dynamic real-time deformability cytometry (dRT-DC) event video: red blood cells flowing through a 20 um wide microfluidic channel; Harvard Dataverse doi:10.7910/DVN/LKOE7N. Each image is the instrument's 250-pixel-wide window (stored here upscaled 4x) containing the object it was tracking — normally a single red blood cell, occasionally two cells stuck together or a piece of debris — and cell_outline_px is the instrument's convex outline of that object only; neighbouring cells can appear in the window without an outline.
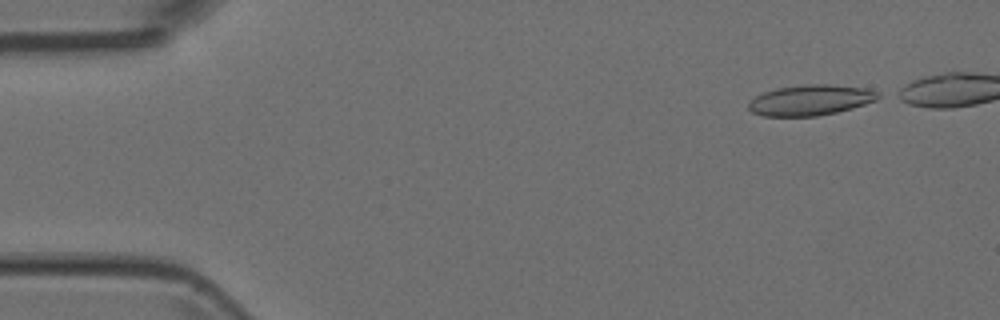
{"species": "Egyptian fruit bat (a non-hibernating species)", "species_latin": "Rousettus aegyptiacus", "temperature_condition": "room temperature", "stored_images_in_passage": 41, "camera_frame_rate_fps": 3000, "um_per_image_px": 0.085, "animal": {"sex": "female"}, "frame": {"image": 1, "passage_image": 1, "time_ms": 0.0, "image_size_px": [1000, 320], "cell_outline_px": [[884, 96], [876, 100], [852, 108], [836, 112], [816, 116], [764, 116], [752, 112], [748, 108], [748, 104], [756, 96], [764, 92], [776, 88], [808, 84], [828, 84], [864, 88], [880, 92]], "centroid_in_image_um": [68.92, 8.5], "position_along_channel_um": 16.1, "area_um2": 23.0}}
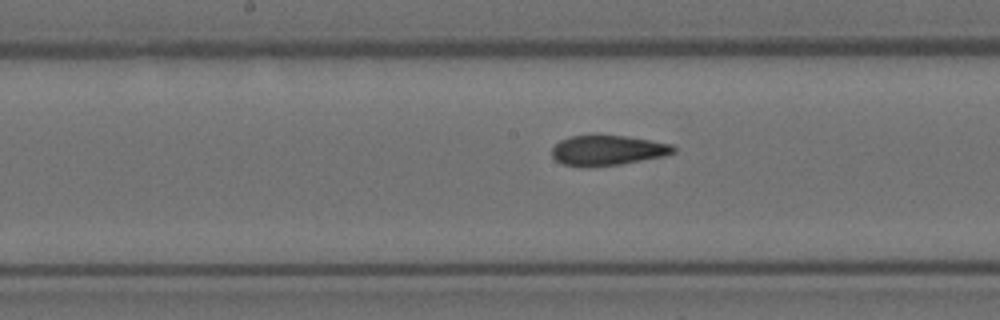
{"frame": {"image": 2, "passage_image": 22, "time_ms": 7.0, "image_size_px": [1000, 320], "cell_outline_px": [[676, 152], [664, 156], [620, 164], [592, 168], [580, 168], [564, 164], [556, 160], [552, 156], [552, 148], [560, 140], [568, 136], [628, 136], [672, 144], [676, 148]], "centroid_in_image_um": [51.64, 12.8], "position_along_channel_um": 196.6, "area_um2": 21.5}}
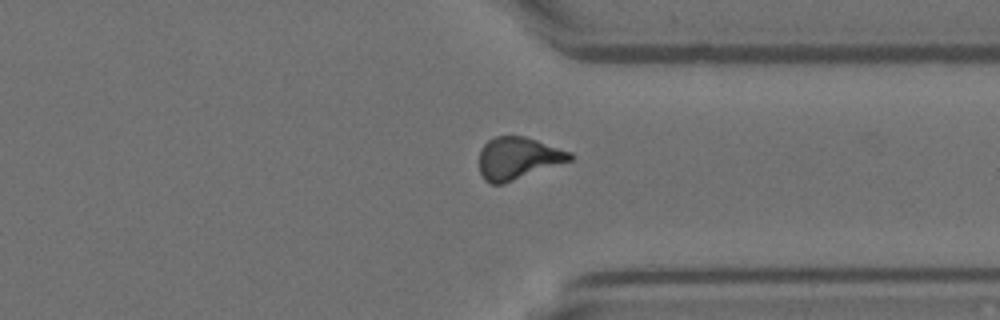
{"frame": {"image": 3, "passage_image": 35, "time_ms": 11.333, "image_size_px": [1000, 320], "cell_outline_px": [[572, 160], [504, 184], [492, 184], [484, 180], [480, 172], [480, 148], [488, 140], [496, 136], [524, 136], [572, 152]], "centroid_in_image_um": [44.02, 13.46], "position_along_channel_um": 367.4, "area_um2": 22.31}}